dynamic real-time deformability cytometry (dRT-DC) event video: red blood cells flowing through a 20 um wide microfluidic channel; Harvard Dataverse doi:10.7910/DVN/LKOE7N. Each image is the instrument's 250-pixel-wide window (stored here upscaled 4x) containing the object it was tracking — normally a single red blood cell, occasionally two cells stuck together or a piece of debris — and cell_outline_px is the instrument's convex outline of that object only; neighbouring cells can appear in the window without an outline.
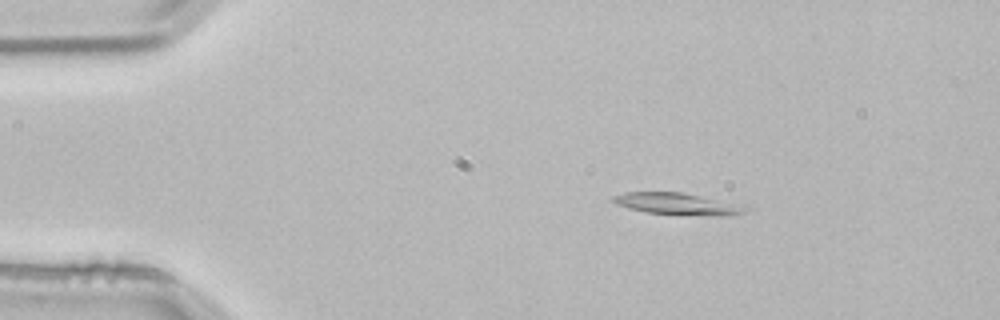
{"species": "common noctule bat (a hibernating species)", "species_latin": "Nyctalus noctula", "temperature_condition": "room temperature", "stored_images_in_passage": 3, "camera_frame_rate_fps": 3000, "um_per_image_px": 0.085, "animal": {"sex": "male", "body_mass_g": 21.5, "forearm_length_mm": 52.0}, "frame": {"image": 1, "passage_image": 2, "time_ms": 0.333, "image_size_px": [1000, 320], "cell_outline_px": [[744, 212], [736, 216], [708, 216], [644, 212], [628, 208], [616, 204], [612, 200], [612, 196], [624, 192], [680, 192], [744, 204]], "centroid_in_image_um": [57.61, 17.33], "position_along_channel_um": 27.4, "area_um2": 16.94}}